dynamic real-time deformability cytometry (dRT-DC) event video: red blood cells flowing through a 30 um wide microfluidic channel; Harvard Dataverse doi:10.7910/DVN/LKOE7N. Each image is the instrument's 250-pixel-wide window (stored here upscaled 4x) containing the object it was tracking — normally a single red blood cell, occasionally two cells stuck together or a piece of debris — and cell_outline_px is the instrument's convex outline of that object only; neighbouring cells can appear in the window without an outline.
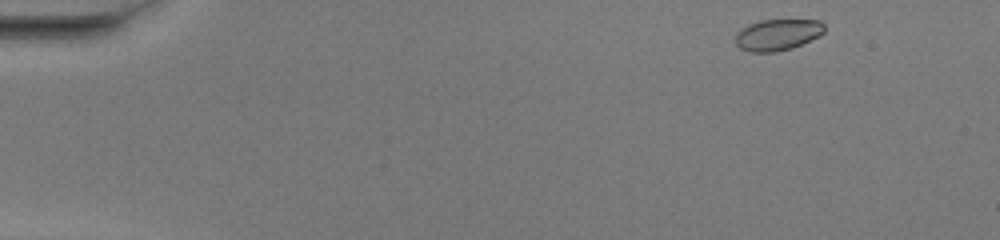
{"species": "common noctule bat (a hibernating species)", "species_latin": "Nyctalus noctula", "temperature_condition": "warm", "stored_images_in_passage": 46, "camera_frame_rate_fps": 3000, "um_per_image_px": 0.085, "animal": {"sex": "female", "body_mass_g": 20.0, "forearm_length_mm": 54.0}, "frame": {"image": 1, "passage_image": 1, "time_ms": 0.0, "image_size_px": [1000, 240], "cell_outline_px": [[824, 32], [820, 36], [792, 48], [776, 52], [748, 52], [740, 48], [736, 44], [736, 36], [748, 24], [760, 20], [820, 20], [824, 24]], "centroid_in_image_um": [66.12, 2.96], "position_along_channel_um": 18.9, "area_um2": 16.18}}
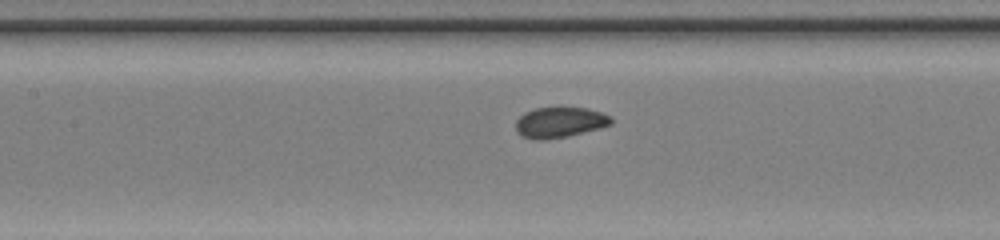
{"frame": {"image": 2, "passage_image": 20, "time_ms": 6.333, "image_size_px": [1000, 240], "cell_outline_px": [[612, 124], [600, 128], [568, 136], [544, 140], [532, 140], [520, 136], [516, 132], [516, 120], [524, 112], [536, 108], [556, 104], [564, 104], [588, 108], [612, 116]], "centroid_in_image_um": [47.56, 10.35], "position_along_channel_um": 159.8, "area_um2": 17.98}}
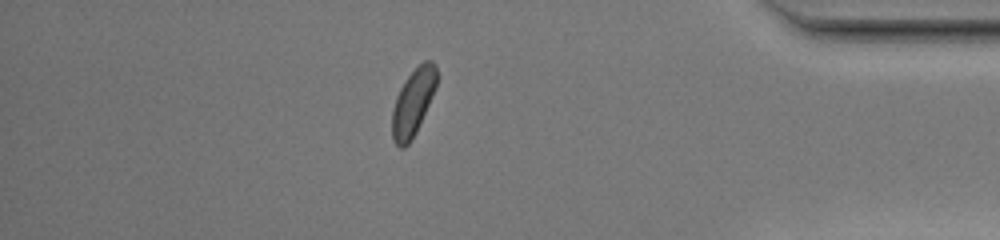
{"frame": {"image": 3, "passage_image": 40, "time_ms": 13.0, "image_size_px": [1000, 240], "cell_outline_px": [[440, 76], [436, 88], [416, 132], [412, 140], [404, 148], [400, 148], [392, 140], [392, 108], [396, 96], [400, 88], [408, 76], [424, 60], [432, 60], [436, 64]], "centroid_in_image_um": [35.14, 8.68], "position_along_channel_um": 400.1, "area_um2": 17.63}, "authors_computed_cell_mechanics": {"area_um2": 17.2244, "velocity_mm_per_s": 4.0902, "shape_relaxation_time_tau1_ms": 3.1725, "shape_relaxation_time_tau2_ms": null, "deformation_change_tau1": 0.0907, "deformation_change_tau2": null}}